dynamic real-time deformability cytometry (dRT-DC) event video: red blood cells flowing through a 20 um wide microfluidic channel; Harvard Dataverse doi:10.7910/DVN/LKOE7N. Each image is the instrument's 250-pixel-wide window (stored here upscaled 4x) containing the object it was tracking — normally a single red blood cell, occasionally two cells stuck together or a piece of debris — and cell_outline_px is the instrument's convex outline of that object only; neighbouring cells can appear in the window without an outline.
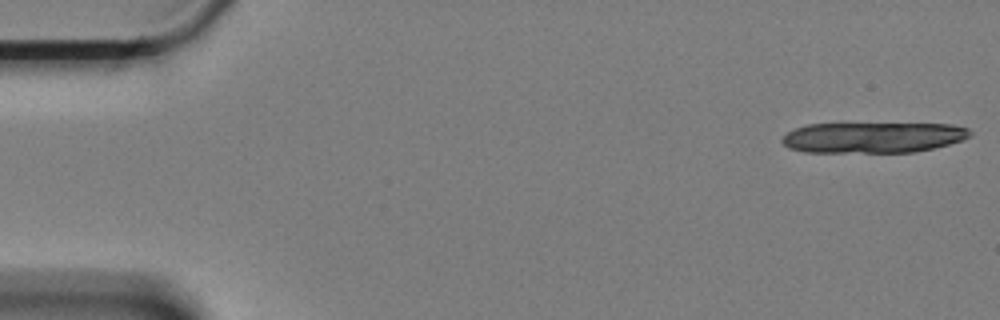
{"species": "Egyptian fruit bat (a non-hibernating species)", "species_latin": "Rousettus aegyptiacus", "temperature_condition": "cold", "stored_images_in_passage": 19, "camera_frame_rate_fps": 3000, "um_per_image_px": 0.085, "animal": {"sex": "female"}, "frame": {"image": 1, "passage_image": 1, "time_ms": 0.0, "image_size_px": [1000, 320], "cell_outline_px": [[972, 136], [948, 144], [932, 148], [912, 152], [804, 152], [788, 148], [780, 140], [788, 132], [796, 128], [808, 124], [952, 124], [968, 128], [972, 132]], "centroid_in_image_um": [74.19, 11.68], "position_along_channel_um": 10.8, "area_um2": 33.47}}